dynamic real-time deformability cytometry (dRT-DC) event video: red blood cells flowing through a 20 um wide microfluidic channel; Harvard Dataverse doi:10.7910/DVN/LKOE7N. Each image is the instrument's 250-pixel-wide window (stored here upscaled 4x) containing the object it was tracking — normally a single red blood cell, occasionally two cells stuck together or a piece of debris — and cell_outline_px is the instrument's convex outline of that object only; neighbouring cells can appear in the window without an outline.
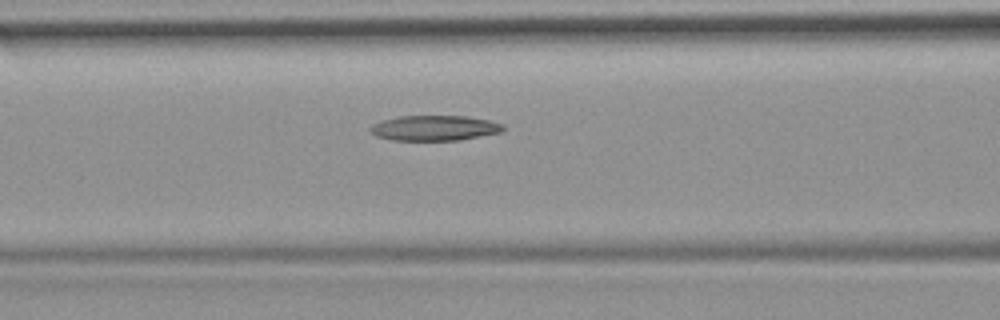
{"species": "common noctule bat (a hibernating species)", "species_latin": "Nyctalus noctula", "temperature_condition": "room temperature", "stored_images_in_passage": 3, "camera_frame_rate_fps": 3000, "um_per_image_px": 0.085, "animal": {"sex": "female", "body_mass_g": 19.9}, "frame": {"image": 1, "passage_image": 3, "time_ms": 2.667, "image_size_px": [1000, 320], "cell_outline_px": [[504, 132], [460, 140], [392, 140], [376, 136], [368, 128], [372, 124], [384, 120], [400, 116], [468, 116], [488, 120], [504, 124]], "centroid_in_image_um": [36.97, 10.88], "position_along_channel_um": 129.6, "area_um2": 19.59}}